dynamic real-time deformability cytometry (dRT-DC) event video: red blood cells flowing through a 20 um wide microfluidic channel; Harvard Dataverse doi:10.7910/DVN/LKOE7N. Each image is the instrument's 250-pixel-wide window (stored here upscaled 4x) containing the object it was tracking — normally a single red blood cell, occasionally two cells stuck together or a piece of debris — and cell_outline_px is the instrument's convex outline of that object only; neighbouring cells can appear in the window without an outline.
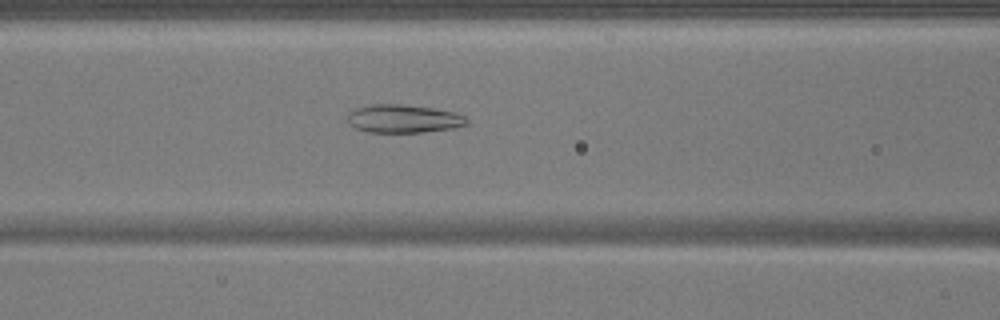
{"species": "common noctule bat (a hibernating species)", "species_latin": "Nyctalus noctula", "temperature_condition": "warm", "stored_images_in_passage": 51, "camera_frame_rate_fps": 3000, "um_per_image_px": 0.085, "animal": {"sex": "male", "body_mass_g": 17.9}, "frame": {"image": 1, "passage_image": 22, "time_ms": 7.0, "image_size_px": [1000, 320], "cell_outline_px": [[468, 124], [452, 128], [424, 132], [368, 132], [356, 128], [348, 124], [348, 116], [356, 108], [372, 104], [400, 104], [432, 108], [452, 112], [464, 116], [468, 120]], "centroid_in_image_um": [34.29, 10.09], "position_along_channel_um": 132.3, "area_um2": 19.36}}
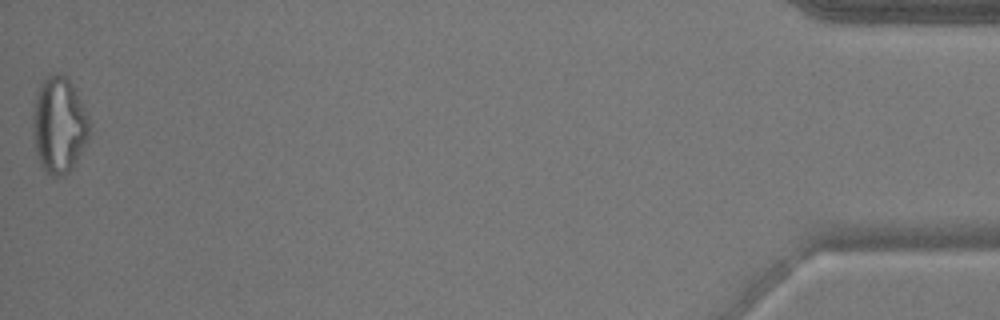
{"frame": {"image": 2, "passage_image": 51, "time_ms": 16.667, "image_size_px": [1000, 320], "cell_outline_px": [[88, 140], [76, 164], [64, 176], [52, 176], [40, 164], [36, 156], [32, 136], [32, 116], [36, 96], [40, 84], [48, 76], [56, 72], [60, 72], [68, 80], [76, 92], [88, 116]], "centroid_in_image_um": [4.99, 10.66], "position_along_channel_um": 430.2, "area_um2": 31.73}}